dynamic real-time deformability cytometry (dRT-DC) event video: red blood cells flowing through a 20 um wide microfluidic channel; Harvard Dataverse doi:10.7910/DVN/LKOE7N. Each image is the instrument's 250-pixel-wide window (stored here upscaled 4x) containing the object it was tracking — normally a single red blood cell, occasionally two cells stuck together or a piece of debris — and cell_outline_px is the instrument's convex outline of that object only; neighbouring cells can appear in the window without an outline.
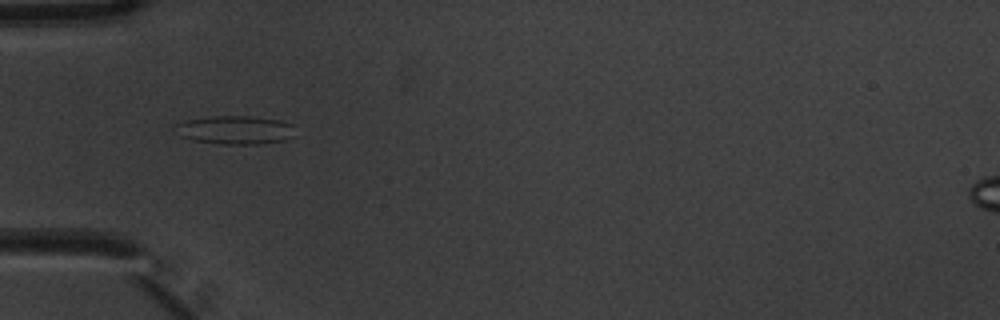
{"species": "common noctule bat (a hibernating species)", "species_latin": "Nyctalus noctula", "temperature_condition": "warm", "stored_images_in_passage": 9, "camera_frame_rate_fps": 3000, "um_per_image_px": 0.085, "animal": {"sex": "male", "body_mass_g": 20.1, "forearm_length_mm": 53.5}, "frame": {"image": 1, "passage_image": 4, "time_ms": 1.0, "image_size_px": [1000, 320], "cell_outline_px": [[296, 136], [284, 140], [260, 144], [220, 144], [192, 140], [180, 136], [172, 128], [172, 124], [188, 120], [212, 116], [248, 116], [280, 120], [292, 124]], "centroid_in_image_um": [19.97, 11.05], "position_along_channel_um": 65.0, "area_um2": 20.17}}
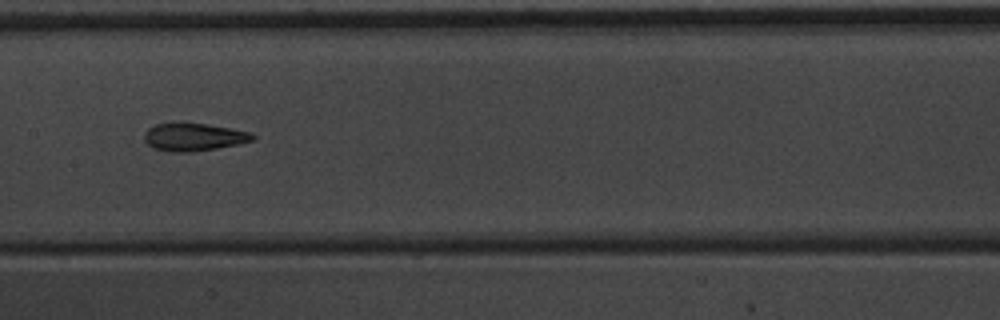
{"frame": {"image": 2, "passage_image": 7, "time_ms": 2.0, "image_size_px": [1000, 320], "cell_outline_px": [[256, 140], [216, 148], [192, 152], [176, 152], [152, 148], [144, 140], [144, 132], [148, 128], [156, 124], [180, 120], [232, 128], [252, 132], [256, 136]], "centroid_in_image_um": [16.45, 11.61], "position_along_channel_um": 190.9, "area_um2": 18.09}}
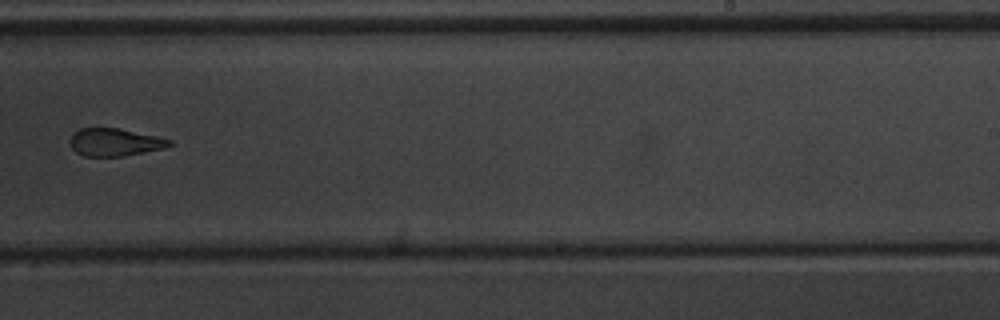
{"frame": {"image": 3, "passage_image": 9, "time_ms": 2.667, "image_size_px": [1000, 320], "cell_outline_px": [[172, 144], [164, 148], [120, 156], [84, 156], [76, 152], [72, 148], [68, 140], [72, 132], [80, 128], [120, 128], [156, 136], [172, 140]], "centroid_in_image_um": [9.7, 12.07], "position_along_channel_um": 279.3, "area_um2": 16.01}}